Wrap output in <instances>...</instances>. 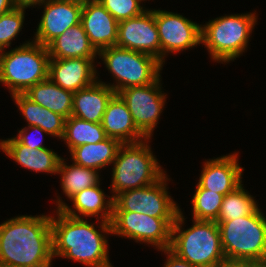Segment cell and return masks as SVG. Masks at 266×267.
<instances>
[{"label":"cell","mask_w":266,"mask_h":267,"mask_svg":"<svg viewBox=\"0 0 266 267\" xmlns=\"http://www.w3.org/2000/svg\"><path fill=\"white\" fill-rule=\"evenodd\" d=\"M242 185L223 197L216 223L233 220L236 217H245L258 208L254 197L249 195Z\"/></svg>","instance_id":"obj_28"},{"label":"cell","mask_w":266,"mask_h":267,"mask_svg":"<svg viewBox=\"0 0 266 267\" xmlns=\"http://www.w3.org/2000/svg\"><path fill=\"white\" fill-rule=\"evenodd\" d=\"M148 142L147 138L144 142L125 143L120 146L112 163V198L120 192L152 185L165 175L147 145Z\"/></svg>","instance_id":"obj_6"},{"label":"cell","mask_w":266,"mask_h":267,"mask_svg":"<svg viewBox=\"0 0 266 267\" xmlns=\"http://www.w3.org/2000/svg\"><path fill=\"white\" fill-rule=\"evenodd\" d=\"M181 210L172 226L170 250L196 267H216L226 260L218 224L215 221L193 220L192 227L181 230Z\"/></svg>","instance_id":"obj_3"},{"label":"cell","mask_w":266,"mask_h":267,"mask_svg":"<svg viewBox=\"0 0 266 267\" xmlns=\"http://www.w3.org/2000/svg\"><path fill=\"white\" fill-rule=\"evenodd\" d=\"M121 145L119 140L107 137L97 143L80 145L70 154L73 163L98 171L113 163Z\"/></svg>","instance_id":"obj_25"},{"label":"cell","mask_w":266,"mask_h":267,"mask_svg":"<svg viewBox=\"0 0 266 267\" xmlns=\"http://www.w3.org/2000/svg\"><path fill=\"white\" fill-rule=\"evenodd\" d=\"M48 49L37 42H27L8 52L0 51V82L11 94L25 93L48 78Z\"/></svg>","instance_id":"obj_5"},{"label":"cell","mask_w":266,"mask_h":267,"mask_svg":"<svg viewBox=\"0 0 266 267\" xmlns=\"http://www.w3.org/2000/svg\"><path fill=\"white\" fill-rule=\"evenodd\" d=\"M216 267H249V262L225 260L217 264Z\"/></svg>","instance_id":"obj_34"},{"label":"cell","mask_w":266,"mask_h":267,"mask_svg":"<svg viewBox=\"0 0 266 267\" xmlns=\"http://www.w3.org/2000/svg\"><path fill=\"white\" fill-rule=\"evenodd\" d=\"M98 55L116 80L117 85L107 84L116 94L125 88L152 84L161 77L163 65L151 55L116 45L101 49Z\"/></svg>","instance_id":"obj_8"},{"label":"cell","mask_w":266,"mask_h":267,"mask_svg":"<svg viewBox=\"0 0 266 267\" xmlns=\"http://www.w3.org/2000/svg\"><path fill=\"white\" fill-rule=\"evenodd\" d=\"M25 8L15 7L0 16V51L10 46L11 40L21 31Z\"/></svg>","instance_id":"obj_30"},{"label":"cell","mask_w":266,"mask_h":267,"mask_svg":"<svg viewBox=\"0 0 266 267\" xmlns=\"http://www.w3.org/2000/svg\"><path fill=\"white\" fill-rule=\"evenodd\" d=\"M46 47L50 58L53 59H95L99 53L91 44L81 23L66 29Z\"/></svg>","instance_id":"obj_22"},{"label":"cell","mask_w":266,"mask_h":267,"mask_svg":"<svg viewBox=\"0 0 266 267\" xmlns=\"http://www.w3.org/2000/svg\"><path fill=\"white\" fill-rule=\"evenodd\" d=\"M44 12L35 33L34 42L47 46L66 29L78 25L81 20L82 5L69 0H47Z\"/></svg>","instance_id":"obj_14"},{"label":"cell","mask_w":266,"mask_h":267,"mask_svg":"<svg viewBox=\"0 0 266 267\" xmlns=\"http://www.w3.org/2000/svg\"><path fill=\"white\" fill-rule=\"evenodd\" d=\"M164 251L167 254V261L164 264V267H196L191 265L186 260L179 258L175 253H173L170 249L160 250Z\"/></svg>","instance_id":"obj_33"},{"label":"cell","mask_w":266,"mask_h":267,"mask_svg":"<svg viewBox=\"0 0 266 267\" xmlns=\"http://www.w3.org/2000/svg\"><path fill=\"white\" fill-rule=\"evenodd\" d=\"M70 2L72 3H77V4H80V5H86L88 2H92V1H95V0H69Z\"/></svg>","instance_id":"obj_38"},{"label":"cell","mask_w":266,"mask_h":267,"mask_svg":"<svg viewBox=\"0 0 266 267\" xmlns=\"http://www.w3.org/2000/svg\"><path fill=\"white\" fill-rule=\"evenodd\" d=\"M166 174L152 185L120 192L113 198V211L143 213L156 218H176L180 209L168 195Z\"/></svg>","instance_id":"obj_10"},{"label":"cell","mask_w":266,"mask_h":267,"mask_svg":"<svg viewBox=\"0 0 266 267\" xmlns=\"http://www.w3.org/2000/svg\"><path fill=\"white\" fill-rule=\"evenodd\" d=\"M101 124L107 137L117 139L122 144L147 139L135 126L126 103L118 94L108 102Z\"/></svg>","instance_id":"obj_18"},{"label":"cell","mask_w":266,"mask_h":267,"mask_svg":"<svg viewBox=\"0 0 266 267\" xmlns=\"http://www.w3.org/2000/svg\"><path fill=\"white\" fill-rule=\"evenodd\" d=\"M24 94L33 102L66 119L72 116L74 93L61 88L50 78L31 86Z\"/></svg>","instance_id":"obj_24"},{"label":"cell","mask_w":266,"mask_h":267,"mask_svg":"<svg viewBox=\"0 0 266 267\" xmlns=\"http://www.w3.org/2000/svg\"><path fill=\"white\" fill-rule=\"evenodd\" d=\"M94 61L85 58H50L48 78L61 88L75 93L97 80Z\"/></svg>","instance_id":"obj_17"},{"label":"cell","mask_w":266,"mask_h":267,"mask_svg":"<svg viewBox=\"0 0 266 267\" xmlns=\"http://www.w3.org/2000/svg\"><path fill=\"white\" fill-rule=\"evenodd\" d=\"M154 16L161 46V63L166 53L179 52L201 43V26L180 14L155 10Z\"/></svg>","instance_id":"obj_12"},{"label":"cell","mask_w":266,"mask_h":267,"mask_svg":"<svg viewBox=\"0 0 266 267\" xmlns=\"http://www.w3.org/2000/svg\"><path fill=\"white\" fill-rule=\"evenodd\" d=\"M100 184L95 186L88 187L83 189L79 193L75 194L70 200L73 201V207L75 210L71 209L67 204L60 200L58 197L57 209H60L63 213L68 216L75 217V218H82L78 213L82 216L89 217V216H97L99 219V213H101L100 218L101 220L106 222H111L112 218V211H113V198L111 197L109 200L106 201V195L99 188ZM106 203V204H105Z\"/></svg>","instance_id":"obj_21"},{"label":"cell","mask_w":266,"mask_h":267,"mask_svg":"<svg viewBox=\"0 0 266 267\" xmlns=\"http://www.w3.org/2000/svg\"><path fill=\"white\" fill-rule=\"evenodd\" d=\"M16 7L14 0H0V16Z\"/></svg>","instance_id":"obj_36"},{"label":"cell","mask_w":266,"mask_h":267,"mask_svg":"<svg viewBox=\"0 0 266 267\" xmlns=\"http://www.w3.org/2000/svg\"><path fill=\"white\" fill-rule=\"evenodd\" d=\"M32 129V131H35L37 133L40 134V136H43V132L45 134H47L43 129L37 127V126H28V128H23L19 131L18 136H16L15 138L23 145L30 147V148H34V149H42V148H47L44 147V145H42V141H36V139L34 138L35 136H31L28 131ZM42 138V137H41Z\"/></svg>","instance_id":"obj_32"},{"label":"cell","mask_w":266,"mask_h":267,"mask_svg":"<svg viewBox=\"0 0 266 267\" xmlns=\"http://www.w3.org/2000/svg\"><path fill=\"white\" fill-rule=\"evenodd\" d=\"M28 126H37L48 135L63 138L66 118L33 102L24 93L12 95Z\"/></svg>","instance_id":"obj_23"},{"label":"cell","mask_w":266,"mask_h":267,"mask_svg":"<svg viewBox=\"0 0 266 267\" xmlns=\"http://www.w3.org/2000/svg\"><path fill=\"white\" fill-rule=\"evenodd\" d=\"M117 94L126 103L137 129L150 139L167 98L161 91L160 77L152 84L125 88Z\"/></svg>","instance_id":"obj_11"},{"label":"cell","mask_w":266,"mask_h":267,"mask_svg":"<svg viewBox=\"0 0 266 267\" xmlns=\"http://www.w3.org/2000/svg\"><path fill=\"white\" fill-rule=\"evenodd\" d=\"M107 138L101 123L85 121L75 116H70L65 121V132L62 140L71 152L74 148L90 143H97Z\"/></svg>","instance_id":"obj_26"},{"label":"cell","mask_w":266,"mask_h":267,"mask_svg":"<svg viewBox=\"0 0 266 267\" xmlns=\"http://www.w3.org/2000/svg\"><path fill=\"white\" fill-rule=\"evenodd\" d=\"M51 216H17L0 224V262L51 267Z\"/></svg>","instance_id":"obj_1"},{"label":"cell","mask_w":266,"mask_h":267,"mask_svg":"<svg viewBox=\"0 0 266 267\" xmlns=\"http://www.w3.org/2000/svg\"><path fill=\"white\" fill-rule=\"evenodd\" d=\"M118 21L141 15L145 9L140 6L142 0H98ZM144 1V0H143Z\"/></svg>","instance_id":"obj_31"},{"label":"cell","mask_w":266,"mask_h":267,"mask_svg":"<svg viewBox=\"0 0 266 267\" xmlns=\"http://www.w3.org/2000/svg\"><path fill=\"white\" fill-rule=\"evenodd\" d=\"M116 46L151 55L161 62V46L154 10L118 22Z\"/></svg>","instance_id":"obj_13"},{"label":"cell","mask_w":266,"mask_h":267,"mask_svg":"<svg viewBox=\"0 0 266 267\" xmlns=\"http://www.w3.org/2000/svg\"><path fill=\"white\" fill-rule=\"evenodd\" d=\"M57 219L51 216L53 257H64L89 267H112L108 256L106 234H111V224L101 220V230L83 218L66 215L56 210ZM101 232V233H100Z\"/></svg>","instance_id":"obj_2"},{"label":"cell","mask_w":266,"mask_h":267,"mask_svg":"<svg viewBox=\"0 0 266 267\" xmlns=\"http://www.w3.org/2000/svg\"><path fill=\"white\" fill-rule=\"evenodd\" d=\"M176 218H156L143 213L112 211L111 234L136 242L152 244L160 250L171 246L172 226Z\"/></svg>","instance_id":"obj_9"},{"label":"cell","mask_w":266,"mask_h":267,"mask_svg":"<svg viewBox=\"0 0 266 267\" xmlns=\"http://www.w3.org/2000/svg\"><path fill=\"white\" fill-rule=\"evenodd\" d=\"M223 195L200 187L198 184L191 201L194 220L216 221Z\"/></svg>","instance_id":"obj_29"},{"label":"cell","mask_w":266,"mask_h":267,"mask_svg":"<svg viewBox=\"0 0 266 267\" xmlns=\"http://www.w3.org/2000/svg\"><path fill=\"white\" fill-rule=\"evenodd\" d=\"M255 14H231L201 26V43L214 61L226 63L244 52L257 22Z\"/></svg>","instance_id":"obj_7"},{"label":"cell","mask_w":266,"mask_h":267,"mask_svg":"<svg viewBox=\"0 0 266 267\" xmlns=\"http://www.w3.org/2000/svg\"><path fill=\"white\" fill-rule=\"evenodd\" d=\"M0 148L26 169L57 174L61 157L49 148L32 149L21 144L15 137L2 140Z\"/></svg>","instance_id":"obj_20"},{"label":"cell","mask_w":266,"mask_h":267,"mask_svg":"<svg viewBox=\"0 0 266 267\" xmlns=\"http://www.w3.org/2000/svg\"><path fill=\"white\" fill-rule=\"evenodd\" d=\"M64 160L61 158L57 173L62 176V190L69 199L83 189L100 183L99 174L96 170L75 163L69 166Z\"/></svg>","instance_id":"obj_27"},{"label":"cell","mask_w":266,"mask_h":267,"mask_svg":"<svg viewBox=\"0 0 266 267\" xmlns=\"http://www.w3.org/2000/svg\"><path fill=\"white\" fill-rule=\"evenodd\" d=\"M249 267H266V261H262V262H249Z\"/></svg>","instance_id":"obj_37"},{"label":"cell","mask_w":266,"mask_h":267,"mask_svg":"<svg viewBox=\"0 0 266 267\" xmlns=\"http://www.w3.org/2000/svg\"><path fill=\"white\" fill-rule=\"evenodd\" d=\"M80 23L98 52L116 45L118 21L98 0L82 6Z\"/></svg>","instance_id":"obj_15"},{"label":"cell","mask_w":266,"mask_h":267,"mask_svg":"<svg viewBox=\"0 0 266 267\" xmlns=\"http://www.w3.org/2000/svg\"><path fill=\"white\" fill-rule=\"evenodd\" d=\"M14 1L17 7L27 8L30 6L34 7V5L37 4L41 6V4H43L47 0H14Z\"/></svg>","instance_id":"obj_35"},{"label":"cell","mask_w":266,"mask_h":267,"mask_svg":"<svg viewBox=\"0 0 266 267\" xmlns=\"http://www.w3.org/2000/svg\"><path fill=\"white\" fill-rule=\"evenodd\" d=\"M115 94L106 83L96 80L73 94L72 116L101 123L107 104Z\"/></svg>","instance_id":"obj_19"},{"label":"cell","mask_w":266,"mask_h":267,"mask_svg":"<svg viewBox=\"0 0 266 267\" xmlns=\"http://www.w3.org/2000/svg\"><path fill=\"white\" fill-rule=\"evenodd\" d=\"M0 267H19V266H13L11 264H6V263H3V262H0Z\"/></svg>","instance_id":"obj_39"},{"label":"cell","mask_w":266,"mask_h":267,"mask_svg":"<svg viewBox=\"0 0 266 267\" xmlns=\"http://www.w3.org/2000/svg\"><path fill=\"white\" fill-rule=\"evenodd\" d=\"M237 155L234 153L206 161L198 185L223 196L234 191L242 184L244 170L237 163Z\"/></svg>","instance_id":"obj_16"},{"label":"cell","mask_w":266,"mask_h":267,"mask_svg":"<svg viewBox=\"0 0 266 267\" xmlns=\"http://www.w3.org/2000/svg\"><path fill=\"white\" fill-rule=\"evenodd\" d=\"M217 224L226 260L266 261V218L259 208L245 217Z\"/></svg>","instance_id":"obj_4"}]
</instances>
